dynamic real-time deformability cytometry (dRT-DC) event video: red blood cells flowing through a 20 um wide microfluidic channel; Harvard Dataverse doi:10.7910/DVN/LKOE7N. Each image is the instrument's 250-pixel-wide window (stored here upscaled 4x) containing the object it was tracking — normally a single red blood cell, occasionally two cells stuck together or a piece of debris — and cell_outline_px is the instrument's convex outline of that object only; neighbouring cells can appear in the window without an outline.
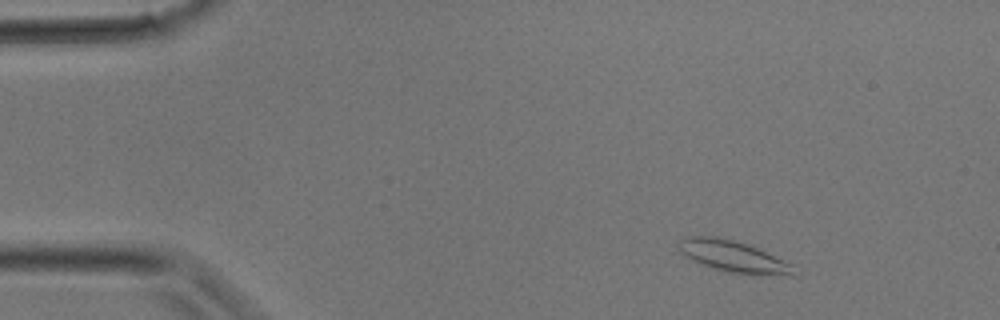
{"species": "common noctule bat (a hibernating species)", "species_latin": "Nyctalus noctula", "temperature_condition": "room temperature", "stored_images_in_passage": 11, "camera_frame_rate_fps": 3000, "um_per_image_px": 0.085, "animal": {"sex": "male", "body_mass_g": 17.9}, "frame": {"image": 1, "passage_image": 2, "time_ms": 0.333, "image_size_px": [1000, 320], "cell_outline_px": [[792, 276], [732, 272], [712, 268], [692, 260], [684, 256], [680, 252], [676, 244], [684, 236], [716, 236], [748, 244], [792, 264]], "centroid_in_image_um": [62.23, 21.76], "position_along_channel_um": 22.8, "area_um2": 20.69}}
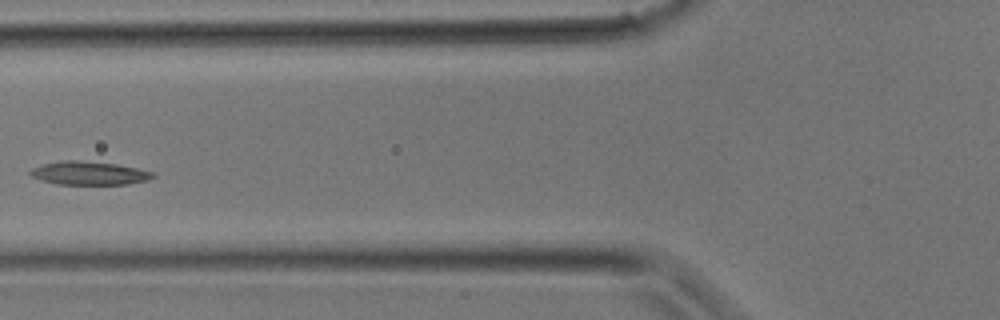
{"frame": {"image": 2, "passage_image": 10, "time_ms": 3.0, "image_size_px": [1000, 320], "cell_outline_px": [[156, 176], [148, 180], [128, 184], [56, 184], [40, 180], [32, 176], [28, 172], [32, 168], [44, 164], [64, 160], [76, 160], [116, 164], [156, 172]], "centroid_in_image_um": [7.6, 14.72], "position_along_channel_um": 118.2, "area_um2": 16.7}}